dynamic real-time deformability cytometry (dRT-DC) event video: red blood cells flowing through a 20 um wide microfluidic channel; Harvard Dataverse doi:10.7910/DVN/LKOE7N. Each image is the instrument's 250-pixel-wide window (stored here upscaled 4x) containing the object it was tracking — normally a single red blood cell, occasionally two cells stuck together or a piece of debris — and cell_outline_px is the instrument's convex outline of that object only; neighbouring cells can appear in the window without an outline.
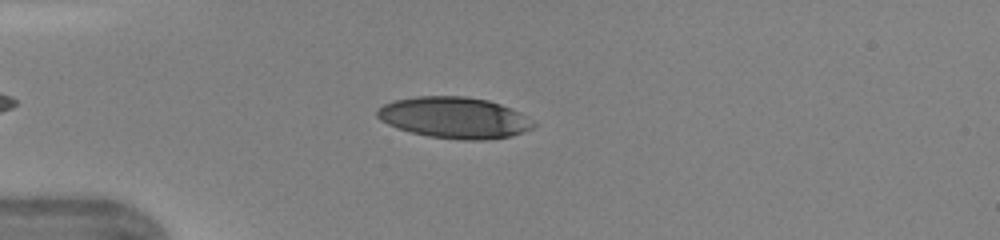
{"species": "human", "species_latin": "Homo sapiens", "temperature_condition": "warm", "stored_images_in_passage": 38, "camera_frame_rate_fps": 3000, "um_per_image_px": 0.085, "donor": {"sex": "female"}, "frame": {"image": 1, "passage_image": 8, "time_ms": 2.333, "image_size_px": [1000, 240], "cell_outline_px": [[536, 124], [532, 128], [524, 132], [512, 136], [488, 140], [464, 140], [428, 136], [396, 128], [380, 120], [376, 116], [376, 108], [392, 100], [416, 96], [464, 96], [488, 100], [512, 108], [520, 112]], "centroid_in_image_um": [38.6, 10.0], "position_along_channel_um": 46.4, "area_um2": 37.8}}
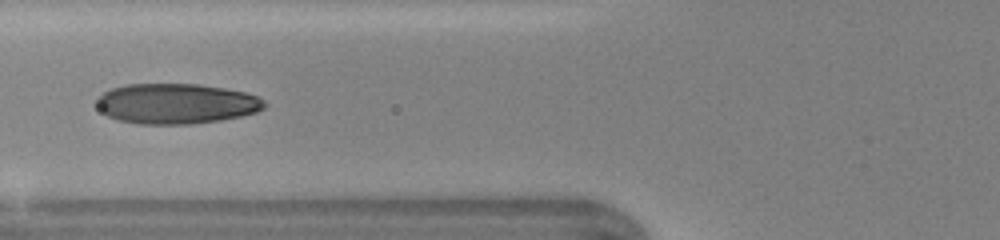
{"frame": {"image": 2, "passage_image": 14, "time_ms": 4.333, "image_size_px": [1000, 240], "cell_outline_px": [[268, 104], [264, 108], [256, 112], [240, 116], [220, 120], [192, 124], [136, 124], [116, 120], [108, 116], [96, 104], [96, 100], [104, 92], [112, 88], [128, 84], [196, 84], [224, 88], [244, 92], [256, 96], [264, 100]], "centroid_in_image_um": [14.98, 8.82], "position_along_channel_um": 110.8, "area_um2": 39.36}}
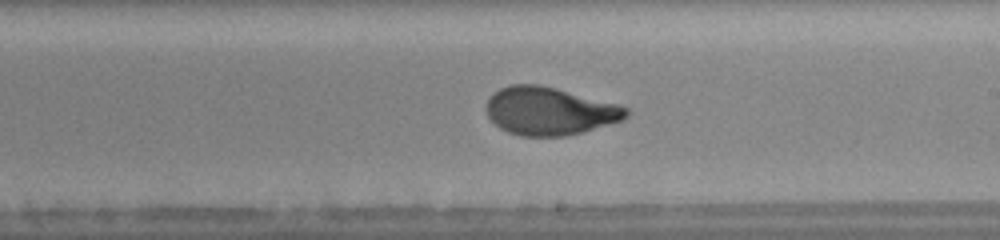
{"frame": {"image": 3, "passage_image": 23, "time_ms": 7.333, "image_size_px": [1000, 240], "cell_outline_px": [[628, 116], [624, 120], [580, 132], [564, 136], [520, 136], [508, 132], [500, 128], [488, 116], [484, 108], [488, 100], [500, 88], [512, 84], [540, 84], [556, 88], [616, 104], [628, 108]], "centroid_in_image_um": [46.69, 9.44], "position_along_channel_um": 242.3, "area_um2": 38.78}, "authors_computed_cell_mechanics": {"area_um2": 38.8127, "velocity_mm_per_s": 4.3793, "shape_relaxation_time_tau1_ms": 3.7343, "shape_relaxation_time_tau2_ms": null, "deformation_change_tau1": 0.2122, "deformation_change_tau2": null}}